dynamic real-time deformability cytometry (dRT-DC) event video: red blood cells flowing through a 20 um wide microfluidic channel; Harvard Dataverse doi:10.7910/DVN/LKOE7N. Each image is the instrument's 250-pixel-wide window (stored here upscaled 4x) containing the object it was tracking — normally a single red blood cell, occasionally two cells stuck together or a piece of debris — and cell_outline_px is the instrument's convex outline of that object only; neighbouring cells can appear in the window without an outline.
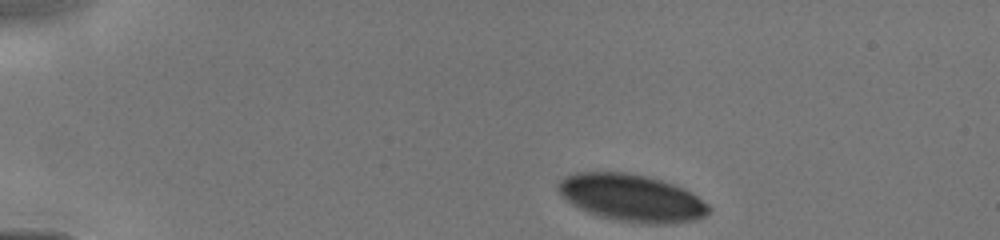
{"species": "human", "species_latin": "Homo sapiens", "temperature_condition": "cold", "stored_images_in_passage": 29, "camera_frame_rate_fps": 3000, "um_per_image_px": 0.085, "donor": {"sex": "male"}, "frame": {"image": 1, "passage_image": 1, "time_ms": 0.0, "image_size_px": [1000, 240], "cell_outline_px": [[712, 208], [704, 216], [696, 220], [672, 224], [652, 224], [616, 220], [600, 216], [588, 212], [564, 200], [556, 188], [556, 184], [564, 176], [576, 172], [624, 172], [644, 176], [660, 180], [684, 188], [708, 204]], "centroid_in_image_um": [53.66, 16.82], "position_along_channel_um": 31.3, "area_um2": 41.44}}
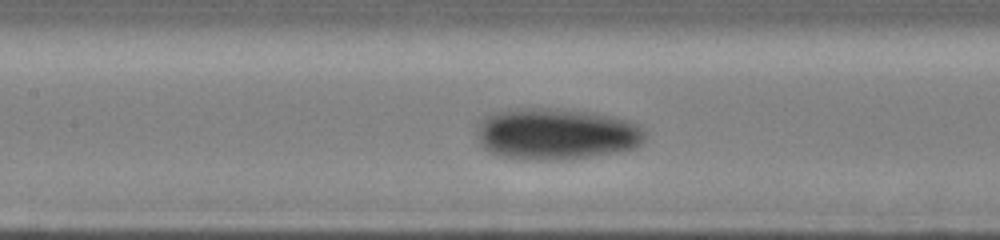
{"frame": {"image": 2, "passage_image": 17, "time_ms": 4.667, "image_size_px": [1000, 240], "cell_outline_px": [[644, 140], [636, 148], [620, 152], [592, 156], [560, 160], [520, 160], [496, 156], [488, 152], [480, 144], [476, 136], [480, 120], [484, 116], [492, 112], [508, 108], [560, 108], [592, 112], [612, 116], [628, 120], [640, 124], [644, 132]], "centroid_in_image_um": [47.23, 11.39], "position_along_channel_um": 160.2, "area_um2": 51.67}}
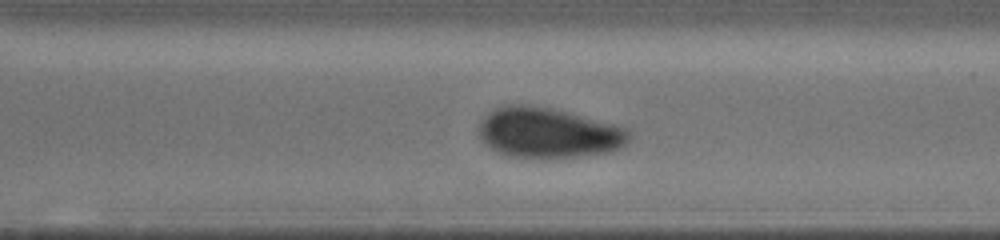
{"frame": {"image": 3, "passage_image": 29, "time_ms": 8.333, "image_size_px": [1000, 240], "cell_outline_px": [[632, 136], [620, 148], [608, 152], [544, 160], [508, 156], [496, 152], [484, 144], [480, 140], [476, 132], [476, 128], [480, 120], [488, 112], [496, 108], [512, 104], [528, 104], [548, 108], [620, 124], [628, 128]], "centroid_in_image_um": [46.56, 11.31], "position_along_channel_um": 324.0, "area_um2": 45.08}}